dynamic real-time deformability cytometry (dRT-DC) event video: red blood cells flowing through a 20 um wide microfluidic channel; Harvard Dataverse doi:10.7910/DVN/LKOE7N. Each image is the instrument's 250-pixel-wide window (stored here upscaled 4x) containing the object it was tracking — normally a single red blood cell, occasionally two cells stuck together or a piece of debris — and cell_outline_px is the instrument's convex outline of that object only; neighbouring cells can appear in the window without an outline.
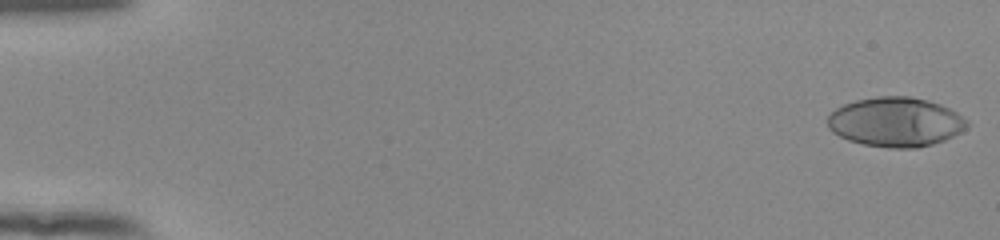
{"species": "human", "species_latin": "Homo sapiens", "temperature_condition": "room temperature", "stored_images_in_passage": 14, "camera_frame_rate_fps": 3000, "um_per_image_px": 0.085, "donor": {"sex": "female"}, "frame": {"image": 1, "passage_image": 1, "time_ms": 0.0, "image_size_px": [1000, 240], "cell_outline_px": [[968, 124], [960, 132], [944, 140], [932, 144], [916, 148], [888, 148], [864, 144], [848, 140], [832, 132], [828, 128], [828, 116], [836, 108], [844, 104], [856, 100], [876, 96], [908, 96], [928, 100], [940, 104], [956, 112], [968, 120]], "centroid_in_image_um": [76.11, 10.36], "position_along_channel_um": 8.9, "area_um2": 40.11}}